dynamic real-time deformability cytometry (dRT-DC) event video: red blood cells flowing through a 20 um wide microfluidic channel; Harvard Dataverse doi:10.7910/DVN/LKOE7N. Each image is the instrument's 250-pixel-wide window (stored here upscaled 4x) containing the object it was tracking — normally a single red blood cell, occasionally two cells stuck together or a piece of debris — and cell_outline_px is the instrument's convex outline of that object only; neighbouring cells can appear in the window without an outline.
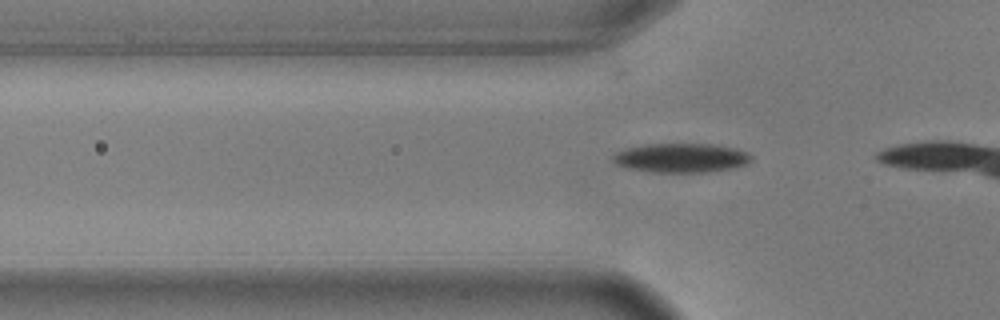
{"species": "common noctule bat (a hibernating species)", "species_latin": "Nyctalus noctula", "temperature_condition": "warm", "stored_images_in_passage": 14, "camera_frame_rate_fps": 3000, "um_per_image_px": 0.085, "animal": {"sex": "male", "body_mass_g": 17.9, "forearm_length_mm": 54.2}, "frame": {"image": 1, "passage_image": 8, "time_ms": 2.333, "image_size_px": [1000, 320], "cell_outline_px": [[752, 160], [748, 164], [736, 168], [708, 172], [656, 172], [632, 168], [616, 164], [612, 160], [612, 156], [616, 152], [628, 148], [648, 144], [712, 144], [736, 148], [752, 156]], "centroid_in_image_um": [57.96, 13.42], "position_along_channel_um": 67.8, "area_um2": 23.41}}
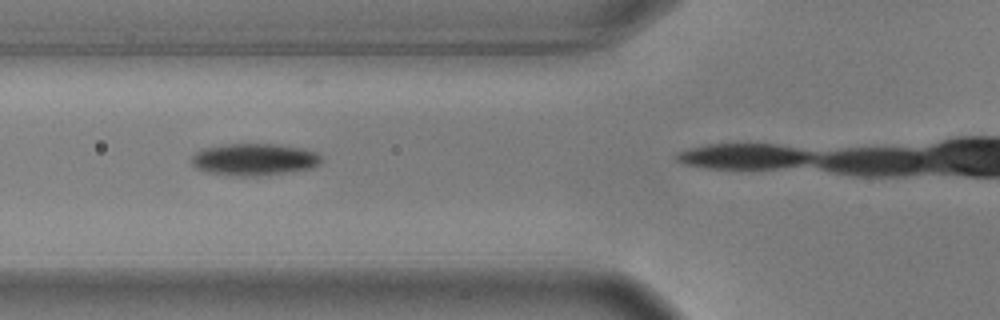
{"frame": {"image": 2, "passage_image": 11, "time_ms": 3.333, "image_size_px": [1000, 320], "cell_outline_px": [[320, 164], [312, 168], [256, 176], [240, 176], [208, 172], [196, 168], [192, 164], [192, 156], [200, 148], [224, 144], [276, 144], [300, 148], [316, 152], [320, 156]], "centroid_in_image_um": [21.57, 13.54], "position_along_channel_um": 104.2, "area_um2": 23.99}}